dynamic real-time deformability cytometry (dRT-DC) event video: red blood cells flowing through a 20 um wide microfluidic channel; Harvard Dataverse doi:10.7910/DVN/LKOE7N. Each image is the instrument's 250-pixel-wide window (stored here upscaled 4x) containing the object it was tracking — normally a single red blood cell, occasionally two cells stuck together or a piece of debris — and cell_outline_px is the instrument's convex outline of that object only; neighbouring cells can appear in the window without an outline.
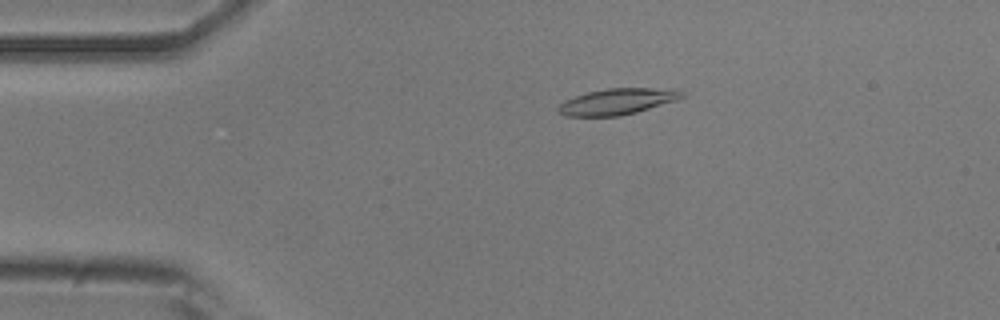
{"species": "common noctule bat (a hibernating species)", "species_latin": "Nyctalus noctula", "temperature_condition": "room temperature", "stored_images_in_passage": 50, "camera_frame_rate_fps": 3000, "um_per_image_px": 0.085, "animal": {"sex": "male", "body_mass_g": 20.5, "forearm_length_mm": 52.5}, "frame": {"image": 1, "passage_image": 8, "time_ms": 2.333, "image_size_px": [1000, 320], "cell_outline_px": [[688, 92], [684, 96], [676, 100], [636, 112], [620, 116], [564, 116], [556, 112], [556, 108], [564, 100], [588, 92], [608, 88], [680, 88]], "centroid_in_image_um": [52.51, 8.62], "position_along_channel_um": 32.5, "area_um2": 19.07}}
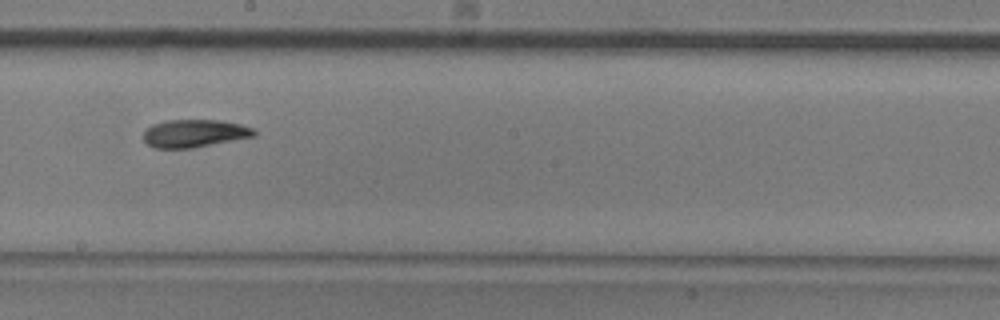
{"frame": {"image": 2, "passage_image": 27, "time_ms": 8.667, "image_size_px": [1000, 320], "cell_outline_px": [[256, 136], [192, 148], [152, 148], [144, 140], [144, 128], [152, 124], [164, 120], [220, 120], [240, 124], [252, 128], [256, 132]], "centroid_in_image_um": [16.49, 11.33], "position_along_channel_um": 231.7, "area_um2": 18.03}}
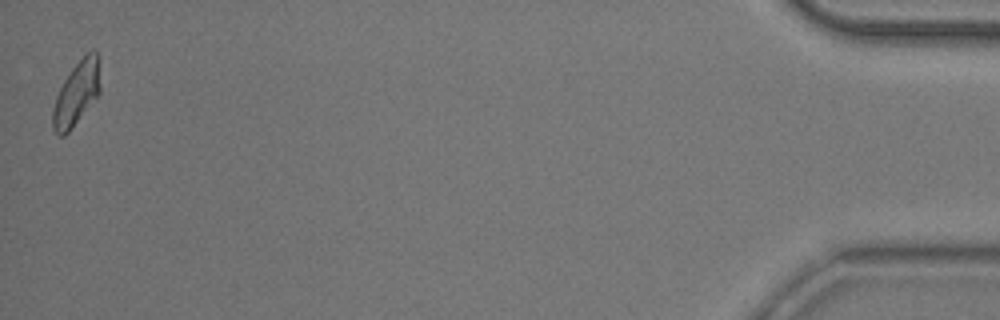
{"frame": {"image": 3, "passage_image": 50, "time_ms": 16.333, "image_size_px": [1000, 320], "cell_outline_px": [[100, 92], [68, 132], [64, 136], [60, 136], [52, 128], [52, 112], [56, 96], [64, 80], [72, 68], [92, 48], [96, 48], [100, 88]], "centroid_in_image_um": [6.49, 7.94], "position_along_channel_um": 428.7, "area_um2": 17.22}, "authors_computed_cell_mechanics": {"area_um2": 18.1781, "velocity_mm_per_s": 3.8067, "shape_relaxation_time_tau1_ms": 4.8133, "shape_relaxation_time_tau2_ms": 2.8394, "deformation_change_tau1": 0.1489, "deformation_change_tau2": 0.0754}}